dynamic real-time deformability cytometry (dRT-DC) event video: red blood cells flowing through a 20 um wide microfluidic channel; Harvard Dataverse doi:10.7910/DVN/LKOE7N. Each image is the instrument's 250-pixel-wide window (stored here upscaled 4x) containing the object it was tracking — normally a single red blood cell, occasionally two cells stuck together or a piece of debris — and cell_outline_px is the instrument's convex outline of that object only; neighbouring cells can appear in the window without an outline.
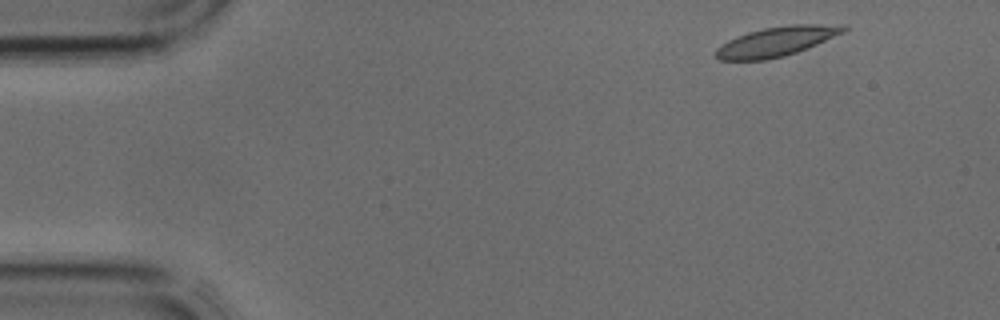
{"species": "common noctule bat (a hibernating species)", "species_latin": "Nyctalus noctula", "temperature_condition": "cold", "stored_images_in_passage": 2, "camera_frame_rate_fps": 3000, "um_per_image_px": 0.085, "animal": {"sex": "male", "body_mass_g": 17.9, "forearm_length_mm": 54.2}, "frame": {"image": 1, "passage_image": 1, "time_ms": 0.0, "image_size_px": [1000, 320], "cell_outline_px": [[848, 28], [844, 32], [808, 48], [784, 56], [768, 60], [720, 60], [716, 56], [716, 48], [728, 40], [748, 32], [764, 28], [788, 24], [844, 24]], "centroid_in_image_um": [66.03, 3.52], "position_along_channel_um": 19.0, "area_um2": 22.02}}